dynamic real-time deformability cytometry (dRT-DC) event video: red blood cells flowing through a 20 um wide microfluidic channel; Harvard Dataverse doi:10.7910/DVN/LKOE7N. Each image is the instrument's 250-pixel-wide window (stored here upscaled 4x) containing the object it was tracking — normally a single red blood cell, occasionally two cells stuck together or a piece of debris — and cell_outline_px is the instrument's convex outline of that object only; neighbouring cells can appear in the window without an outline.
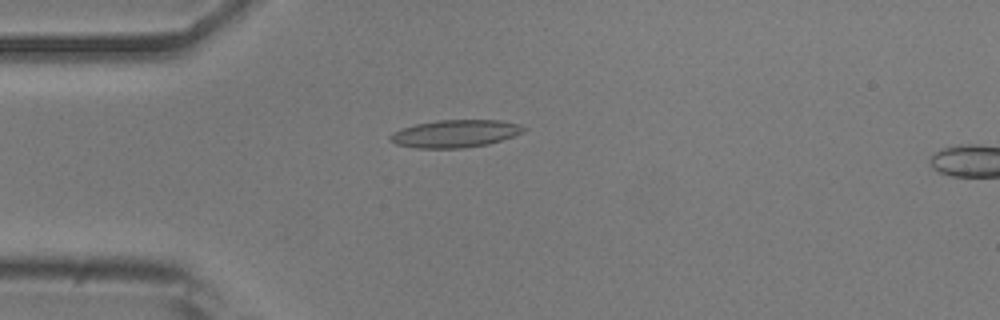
{"species": "common noctule bat (a hibernating species)", "species_latin": "Nyctalus noctula", "temperature_condition": "room temperature", "stored_images_in_passage": 47, "camera_frame_rate_fps": 3000, "um_per_image_px": 0.085, "animal": {"sex": "male", "body_mass_g": 20.5, "forearm_length_mm": 52.5}, "frame": {"image": 1, "passage_image": 8, "time_ms": 2.333, "image_size_px": [1000, 320], "cell_outline_px": [[528, 128], [512, 136], [488, 144], [464, 148], [416, 148], [396, 144], [388, 140], [388, 136], [392, 132], [400, 128], [416, 124], [436, 120], [500, 120], [520, 124]], "centroid_in_image_um": [38.63, 11.35], "position_along_channel_um": 46.4, "area_um2": 21.5}}
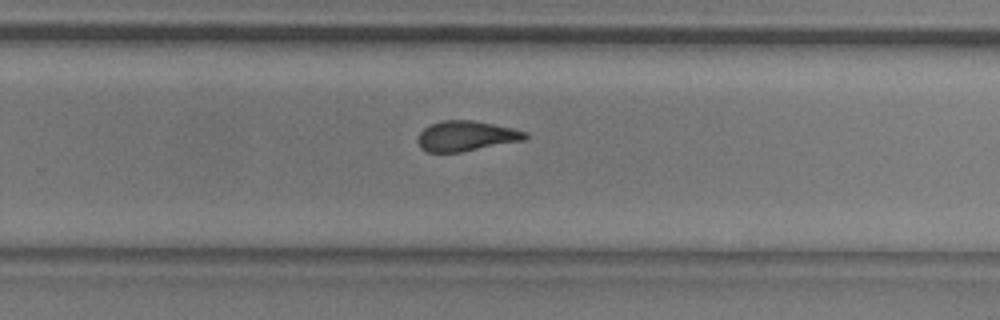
{"frame": {"image": 2, "passage_image": 28, "time_ms": 9.0, "image_size_px": [1000, 320], "cell_outline_px": [[528, 136], [524, 140], [460, 152], [428, 152], [420, 148], [416, 140], [420, 132], [428, 124], [440, 120], [476, 120], [512, 128], [528, 132]], "centroid_in_image_um": [39.59, 11.55], "position_along_channel_um": 290.2, "area_um2": 19.07}}
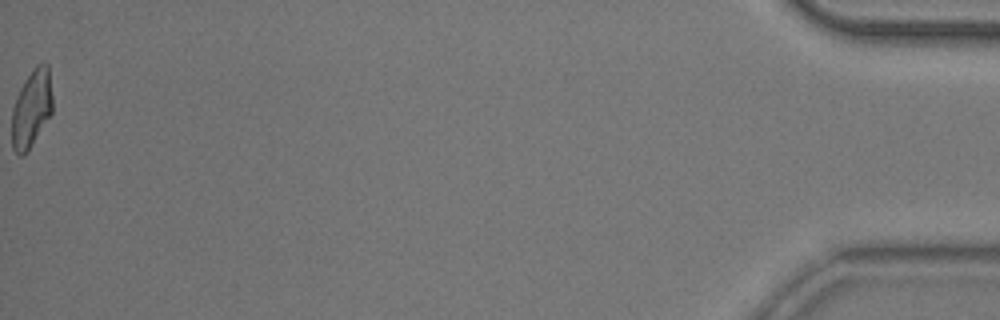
{"frame": {"image": 3, "passage_image": 47, "time_ms": 15.333, "image_size_px": [1000, 320], "cell_outline_px": [[52, 112], [28, 148], [20, 156], [12, 148], [12, 108], [16, 96], [24, 80], [36, 64], [48, 64], [52, 96]], "centroid_in_image_um": [2.66, 9.17], "position_along_channel_um": 432.5, "area_um2": 17.98}, "authors_computed_cell_mechanics": {"area_um2": 19.363, "velocity_mm_per_s": 3.8647, "shape_relaxation_time_tau1_ms": 9.6982, "shape_relaxation_time_tau2_ms": 2.1821, "deformation_change_tau1": 0.2608, "deformation_change_tau2": 0.1138}}